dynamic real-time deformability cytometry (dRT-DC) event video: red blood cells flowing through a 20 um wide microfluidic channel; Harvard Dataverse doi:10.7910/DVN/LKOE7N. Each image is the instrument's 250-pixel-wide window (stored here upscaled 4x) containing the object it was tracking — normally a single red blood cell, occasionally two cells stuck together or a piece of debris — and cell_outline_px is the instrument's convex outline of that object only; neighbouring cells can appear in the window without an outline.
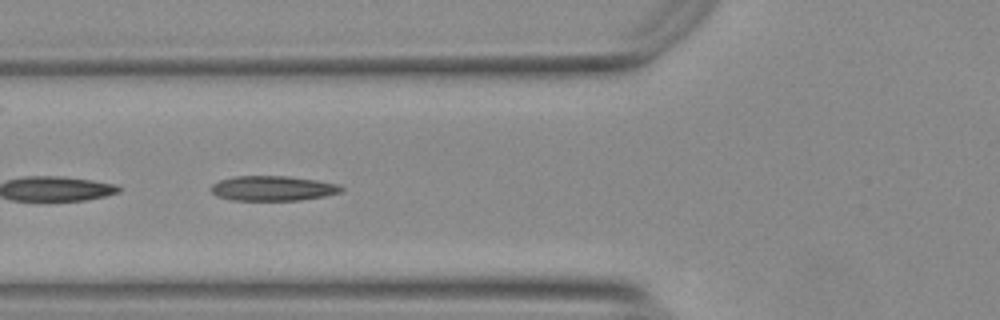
{"species": "Egyptian fruit bat (a non-hibernating species)", "species_latin": "Rousettus aegyptiacus", "temperature_condition": "warm", "stored_images_in_passage": 33, "segment_of_instrument_passage": [2, 2], "camera_frame_rate_fps": 3000, "um_per_image_px": 0.085, "animal": {"sex": "female"}, "frame": {"image": 1, "passage_image": 20, "time_ms": 6.333, "image_size_px": [1000, 320], "cell_outline_px": [[344, 188], [340, 192], [324, 196], [300, 200], [232, 200], [216, 196], [208, 188], [212, 184], [220, 180], [232, 176], [288, 176], [316, 180], [340, 184]], "centroid_in_image_um": [23.16, 16.0], "position_along_channel_um": 102.6, "area_um2": 19.02}}